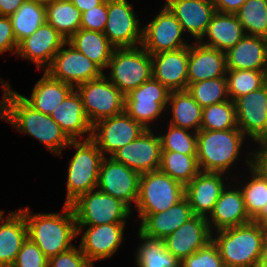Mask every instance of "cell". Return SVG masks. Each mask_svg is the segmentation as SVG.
<instances>
[{
    "instance_id": "bcb514c9",
    "label": "cell",
    "mask_w": 267,
    "mask_h": 267,
    "mask_svg": "<svg viewBox=\"0 0 267 267\" xmlns=\"http://www.w3.org/2000/svg\"><path fill=\"white\" fill-rule=\"evenodd\" d=\"M48 267H93V264L75 246L48 259Z\"/></svg>"
},
{
    "instance_id": "f1b7e54d",
    "label": "cell",
    "mask_w": 267,
    "mask_h": 267,
    "mask_svg": "<svg viewBox=\"0 0 267 267\" xmlns=\"http://www.w3.org/2000/svg\"><path fill=\"white\" fill-rule=\"evenodd\" d=\"M74 89V86L56 80L44 72L43 77L34 86L30 98L19 95L34 110L51 115Z\"/></svg>"
},
{
    "instance_id": "816d5d0a",
    "label": "cell",
    "mask_w": 267,
    "mask_h": 267,
    "mask_svg": "<svg viewBox=\"0 0 267 267\" xmlns=\"http://www.w3.org/2000/svg\"><path fill=\"white\" fill-rule=\"evenodd\" d=\"M27 0H0V15L10 17Z\"/></svg>"
},
{
    "instance_id": "9c48e42d",
    "label": "cell",
    "mask_w": 267,
    "mask_h": 267,
    "mask_svg": "<svg viewBox=\"0 0 267 267\" xmlns=\"http://www.w3.org/2000/svg\"><path fill=\"white\" fill-rule=\"evenodd\" d=\"M77 225L125 223L131 209L121 200L99 190L82 194L71 204Z\"/></svg>"
},
{
    "instance_id": "b9f144b4",
    "label": "cell",
    "mask_w": 267,
    "mask_h": 267,
    "mask_svg": "<svg viewBox=\"0 0 267 267\" xmlns=\"http://www.w3.org/2000/svg\"><path fill=\"white\" fill-rule=\"evenodd\" d=\"M187 90L202 108L230 99L226 77L191 83Z\"/></svg>"
},
{
    "instance_id": "ee69618b",
    "label": "cell",
    "mask_w": 267,
    "mask_h": 267,
    "mask_svg": "<svg viewBox=\"0 0 267 267\" xmlns=\"http://www.w3.org/2000/svg\"><path fill=\"white\" fill-rule=\"evenodd\" d=\"M180 267H225L217 246L213 241L197 252L184 258Z\"/></svg>"
},
{
    "instance_id": "cb8c5ba5",
    "label": "cell",
    "mask_w": 267,
    "mask_h": 267,
    "mask_svg": "<svg viewBox=\"0 0 267 267\" xmlns=\"http://www.w3.org/2000/svg\"><path fill=\"white\" fill-rule=\"evenodd\" d=\"M225 52L195 42L189 45L188 86L203 80L226 77Z\"/></svg>"
},
{
    "instance_id": "60d3db41",
    "label": "cell",
    "mask_w": 267,
    "mask_h": 267,
    "mask_svg": "<svg viewBox=\"0 0 267 267\" xmlns=\"http://www.w3.org/2000/svg\"><path fill=\"white\" fill-rule=\"evenodd\" d=\"M226 79L229 97L235 101L238 97L263 87L267 83V72L247 69L227 70Z\"/></svg>"
},
{
    "instance_id": "9a60e30c",
    "label": "cell",
    "mask_w": 267,
    "mask_h": 267,
    "mask_svg": "<svg viewBox=\"0 0 267 267\" xmlns=\"http://www.w3.org/2000/svg\"><path fill=\"white\" fill-rule=\"evenodd\" d=\"M142 30L141 46L151 55L189 46L183 41L184 32L180 22L166 5Z\"/></svg>"
},
{
    "instance_id": "4316f807",
    "label": "cell",
    "mask_w": 267,
    "mask_h": 267,
    "mask_svg": "<svg viewBox=\"0 0 267 267\" xmlns=\"http://www.w3.org/2000/svg\"><path fill=\"white\" fill-rule=\"evenodd\" d=\"M51 118L61 127L70 140H78L89 133L92 136V125L85 114L80 94L74 89L64 101L54 109Z\"/></svg>"
},
{
    "instance_id": "9f6ffc18",
    "label": "cell",
    "mask_w": 267,
    "mask_h": 267,
    "mask_svg": "<svg viewBox=\"0 0 267 267\" xmlns=\"http://www.w3.org/2000/svg\"><path fill=\"white\" fill-rule=\"evenodd\" d=\"M35 1H37L39 3L47 4V3L53 2L55 0H35Z\"/></svg>"
},
{
    "instance_id": "f6af8a7d",
    "label": "cell",
    "mask_w": 267,
    "mask_h": 267,
    "mask_svg": "<svg viewBox=\"0 0 267 267\" xmlns=\"http://www.w3.org/2000/svg\"><path fill=\"white\" fill-rule=\"evenodd\" d=\"M11 267H48V258L33 241L27 238Z\"/></svg>"
},
{
    "instance_id": "f546056e",
    "label": "cell",
    "mask_w": 267,
    "mask_h": 267,
    "mask_svg": "<svg viewBox=\"0 0 267 267\" xmlns=\"http://www.w3.org/2000/svg\"><path fill=\"white\" fill-rule=\"evenodd\" d=\"M209 42L200 44L226 52L245 35L244 28L236 14L215 12L207 26L204 36Z\"/></svg>"
},
{
    "instance_id": "f907efd6",
    "label": "cell",
    "mask_w": 267,
    "mask_h": 267,
    "mask_svg": "<svg viewBox=\"0 0 267 267\" xmlns=\"http://www.w3.org/2000/svg\"><path fill=\"white\" fill-rule=\"evenodd\" d=\"M215 10L221 13L236 14L247 0H211Z\"/></svg>"
},
{
    "instance_id": "7402d4cb",
    "label": "cell",
    "mask_w": 267,
    "mask_h": 267,
    "mask_svg": "<svg viewBox=\"0 0 267 267\" xmlns=\"http://www.w3.org/2000/svg\"><path fill=\"white\" fill-rule=\"evenodd\" d=\"M222 174L200 171L186 186L185 198L187 199L194 215L207 218L225 189Z\"/></svg>"
},
{
    "instance_id": "5b68a950",
    "label": "cell",
    "mask_w": 267,
    "mask_h": 267,
    "mask_svg": "<svg viewBox=\"0 0 267 267\" xmlns=\"http://www.w3.org/2000/svg\"><path fill=\"white\" fill-rule=\"evenodd\" d=\"M70 146L77 151L69 163L66 205L97 187L100 165L105 157L91 138L83 142L71 140L67 147Z\"/></svg>"
},
{
    "instance_id": "ab89813d",
    "label": "cell",
    "mask_w": 267,
    "mask_h": 267,
    "mask_svg": "<svg viewBox=\"0 0 267 267\" xmlns=\"http://www.w3.org/2000/svg\"><path fill=\"white\" fill-rule=\"evenodd\" d=\"M251 168L252 179L241 189L246 211L254 220L267 203V178L252 166V160H246Z\"/></svg>"
},
{
    "instance_id": "1f68e13d",
    "label": "cell",
    "mask_w": 267,
    "mask_h": 267,
    "mask_svg": "<svg viewBox=\"0 0 267 267\" xmlns=\"http://www.w3.org/2000/svg\"><path fill=\"white\" fill-rule=\"evenodd\" d=\"M67 42L102 70L107 68L115 49L102 32L86 29H79Z\"/></svg>"
},
{
    "instance_id": "44dd1931",
    "label": "cell",
    "mask_w": 267,
    "mask_h": 267,
    "mask_svg": "<svg viewBox=\"0 0 267 267\" xmlns=\"http://www.w3.org/2000/svg\"><path fill=\"white\" fill-rule=\"evenodd\" d=\"M67 41L49 23L42 24L34 33L18 43L17 55L36 63L38 69L51 65L53 57Z\"/></svg>"
},
{
    "instance_id": "680465c9",
    "label": "cell",
    "mask_w": 267,
    "mask_h": 267,
    "mask_svg": "<svg viewBox=\"0 0 267 267\" xmlns=\"http://www.w3.org/2000/svg\"><path fill=\"white\" fill-rule=\"evenodd\" d=\"M267 115V113H266ZM266 140H267V117H266Z\"/></svg>"
},
{
    "instance_id": "484cf974",
    "label": "cell",
    "mask_w": 267,
    "mask_h": 267,
    "mask_svg": "<svg viewBox=\"0 0 267 267\" xmlns=\"http://www.w3.org/2000/svg\"><path fill=\"white\" fill-rule=\"evenodd\" d=\"M195 215L184 197L167 211L149 214L142 222L139 233L149 239L163 240Z\"/></svg>"
},
{
    "instance_id": "30bf717a",
    "label": "cell",
    "mask_w": 267,
    "mask_h": 267,
    "mask_svg": "<svg viewBox=\"0 0 267 267\" xmlns=\"http://www.w3.org/2000/svg\"><path fill=\"white\" fill-rule=\"evenodd\" d=\"M170 90L159 81L151 78L125 96L124 111L145 129L165 109Z\"/></svg>"
},
{
    "instance_id": "4dcf8cb0",
    "label": "cell",
    "mask_w": 267,
    "mask_h": 267,
    "mask_svg": "<svg viewBox=\"0 0 267 267\" xmlns=\"http://www.w3.org/2000/svg\"><path fill=\"white\" fill-rule=\"evenodd\" d=\"M28 238L24 214L10 212L7 219L0 224V267H11L21 246Z\"/></svg>"
},
{
    "instance_id": "603a6c76",
    "label": "cell",
    "mask_w": 267,
    "mask_h": 267,
    "mask_svg": "<svg viewBox=\"0 0 267 267\" xmlns=\"http://www.w3.org/2000/svg\"><path fill=\"white\" fill-rule=\"evenodd\" d=\"M196 42H202L207 26L216 12L211 0H166L165 4Z\"/></svg>"
},
{
    "instance_id": "681fc988",
    "label": "cell",
    "mask_w": 267,
    "mask_h": 267,
    "mask_svg": "<svg viewBox=\"0 0 267 267\" xmlns=\"http://www.w3.org/2000/svg\"><path fill=\"white\" fill-rule=\"evenodd\" d=\"M258 144L262 146L261 150L250 153L253 155L252 166L267 178V140L258 142Z\"/></svg>"
},
{
    "instance_id": "7a4b0ae2",
    "label": "cell",
    "mask_w": 267,
    "mask_h": 267,
    "mask_svg": "<svg viewBox=\"0 0 267 267\" xmlns=\"http://www.w3.org/2000/svg\"><path fill=\"white\" fill-rule=\"evenodd\" d=\"M25 217L28 238L33 241L49 259L67 251L77 234V224L71 205L64 204L63 215L57 213L30 215V210L19 209Z\"/></svg>"
},
{
    "instance_id": "7dc6e473",
    "label": "cell",
    "mask_w": 267,
    "mask_h": 267,
    "mask_svg": "<svg viewBox=\"0 0 267 267\" xmlns=\"http://www.w3.org/2000/svg\"><path fill=\"white\" fill-rule=\"evenodd\" d=\"M107 0L82 13L80 29L104 32L107 22Z\"/></svg>"
},
{
    "instance_id": "d6a6232c",
    "label": "cell",
    "mask_w": 267,
    "mask_h": 267,
    "mask_svg": "<svg viewBox=\"0 0 267 267\" xmlns=\"http://www.w3.org/2000/svg\"><path fill=\"white\" fill-rule=\"evenodd\" d=\"M172 104V126L200 131L202 107L194 100L188 90L171 91L169 101Z\"/></svg>"
},
{
    "instance_id": "e0dca14e",
    "label": "cell",
    "mask_w": 267,
    "mask_h": 267,
    "mask_svg": "<svg viewBox=\"0 0 267 267\" xmlns=\"http://www.w3.org/2000/svg\"><path fill=\"white\" fill-rule=\"evenodd\" d=\"M237 125L256 142L266 141L267 83L235 101Z\"/></svg>"
},
{
    "instance_id": "ac0fdd59",
    "label": "cell",
    "mask_w": 267,
    "mask_h": 267,
    "mask_svg": "<svg viewBox=\"0 0 267 267\" xmlns=\"http://www.w3.org/2000/svg\"><path fill=\"white\" fill-rule=\"evenodd\" d=\"M84 226H89L82 236L80 249L86 258L93 261L110 258L123 240L125 223H108L102 225H77V234Z\"/></svg>"
},
{
    "instance_id": "ffe728a7",
    "label": "cell",
    "mask_w": 267,
    "mask_h": 267,
    "mask_svg": "<svg viewBox=\"0 0 267 267\" xmlns=\"http://www.w3.org/2000/svg\"><path fill=\"white\" fill-rule=\"evenodd\" d=\"M152 78L170 91L187 90L189 46L151 55Z\"/></svg>"
},
{
    "instance_id": "83f0119b",
    "label": "cell",
    "mask_w": 267,
    "mask_h": 267,
    "mask_svg": "<svg viewBox=\"0 0 267 267\" xmlns=\"http://www.w3.org/2000/svg\"><path fill=\"white\" fill-rule=\"evenodd\" d=\"M209 216L210 218L206 219L211 233L212 224L216 231H219L253 221L246 211L241 189L225 188Z\"/></svg>"
},
{
    "instance_id": "8d00e7d4",
    "label": "cell",
    "mask_w": 267,
    "mask_h": 267,
    "mask_svg": "<svg viewBox=\"0 0 267 267\" xmlns=\"http://www.w3.org/2000/svg\"><path fill=\"white\" fill-rule=\"evenodd\" d=\"M136 256L137 267H180V261L165 247L163 240H154L142 236Z\"/></svg>"
},
{
    "instance_id": "74e56055",
    "label": "cell",
    "mask_w": 267,
    "mask_h": 267,
    "mask_svg": "<svg viewBox=\"0 0 267 267\" xmlns=\"http://www.w3.org/2000/svg\"><path fill=\"white\" fill-rule=\"evenodd\" d=\"M238 128L235 102L231 99L202 109L200 130H229Z\"/></svg>"
},
{
    "instance_id": "d6986e66",
    "label": "cell",
    "mask_w": 267,
    "mask_h": 267,
    "mask_svg": "<svg viewBox=\"0 0 267 267\" xmlns=\"http://www.w3.org/2000/svg\"><path fill=\"white\" fill-rule=\"evenodd\" d=\"M212 241L206 217L195 215L163 239L166 249L180 262Z\"/></svg>"
},
{
    "instance_id": "7c38bea8",
    "label": "cell",
    "mask_w": 267,
    "mask_h": 267,
    "mask_svg": "<svg viewBox=\"0 0 267 267\" xmlns=\"http://www.w3.org/2000/svg\"><path fill=\"white\" fill-rule=\"evenodd\" d=\"M67 45L68 49H63ZM52 78L77 87L104 75L103 70L66 42L53 57L46 71ZM74 84V85H73Z\"/></svg>"
},
{
    "instance_id": "c3c4849f",
    "label": "cell",
    "mask_w": 267,
    "mask_h": 267,
    "mask_svg": "<svg viewBox=\"0 0 267 267\" xmlns=\"http://www.w3.org/2000/svg\"><path fill=\"white\" fill-rule=\"evenodd\" d=\"M15 48V50H14ZM16 41L10 17L0 15V54L12 50V55L17 52Z\"/></svg>"
},
{
    "instance_id": "e575fe53",
    "label": "cell",
    "mask_w": 267,
    "mask_h": 267,
    "mask_svg": "<svg viewBox=\"0 0 267 267\" xmlns=\"http://www.w3.org/2000/svg\"><path fill=\"white\" fill-rule=\"evenodd\" d=\"M10 19L16 41L19 43L46 22L45 4L27 0L10 16Z\"/></svg>"
},
{
    "instance_id": "836d02e7",
    "label": "cell",
    "mask_w": 267,
    "mask_h": 267,
    "mask_svg": "<svg viewBox=\"0 0 267 267\" xmlns=\"http://www.w3.org/2000/svg\"><path fill=\"white\" fill-rule=\"evenodd\" d=\"M46 22L67 41L79 29L82 13L70 0H55L45 4Z\"/></svg>"
},
{
    "instance_id": "d590c367",
    "label": "cell",
    "mask_w": 267,
    "mask_h": 267,
    "mask_svg": "<svg viewBox=\"0 0 267 267\" xmlns=\"http://www.w3.org/2000/svg\"><path fill=\"white\" fill-rule=\"evenodd\" d=\"M159 170L186 186L199 172L197 155L161 151Z\"/></svg>"
},
{
    "instance_id": "db71d44e",
    "label": "cell",
    "mask_w": 267,
    "mask_h": 267,
    "mask_svg": "<svg viewBox=\"0 0 267 267\" xmlns=\"http://www.w3.org/2000/svg\"><path fill=\"white\" fill-rule=\"evenodd\" d=\"M253 221L267 230V203Z\"/></svg>"
},
{
    "instance_id": "8992f818",
    "label": "cell",
    "mask_w": 267,
    "mask_h": 267,
    "mask_svg": "<svg viewBox=\"0 0 267 267\" xmlns=\"http://www.w3.org/2000/svg\"><path fill=\"white\" fill-rule=\"evenodd\" d=\"M185 197V186L162 171L142 173L136 201L141 222L149 215L167 211Z\"/></svg>"
},
{
    "instance_id": "11a10c76",
    "label": "cell",
    "mask_w": 267,
    "mask_h": 267,
    "mask_svg": "<svg viewBox=\"0 0 267 267\" xmlns=\"http://www.w3.org/2000/svg\"><path fill=\"white\" fill-rule=\"evenodd\" d=\"M257 267H267V238L265 239Z\"/></svg>"
},
{
    "instance_id": "2e32d148",
    "label": "cell",
    "mask_w": 267,
    "mask_h": 267,
    "mask_svg": "<svg viewBox=\"0 0 267 267\" xmlns=\"http://www.w3.org/2000/svg\"><path fill=\"white\" fill-rule=\"evenodd\" d=\"M111 157L140 174L158 170L161 158L160 136H154L151 129H146Z\"/></svg>"
},
{
    "instance_id": "52a82bcc",
    "label": "cell",
    "mask_w": 267,
    "mask_h": 267,
    "mask_svg": "<svg viewBox=\"0 0 267 267\" xmlns=\"http://www.w3.org/2000/svg\"><path fill=\"white\" fill-rule=\"evenodd\" d=\"M109 80L126 96L152 78V58L142 46L115 48L108 63Z\"/></svg>"
},
{
    "instance_id": "f35d334b",
    "label": "cell",
    "mask_w": 267,
    "mask_h": 267,
    "mask_svg": "<svg viewBox=\"0 0 267 267\" xmlns=\"http://www.w3.org/2000/svg\"><path fill=\"white\" fill-rule=\"evenodd\" d=\"M236 15L246 35L267 39V0H247Z\"/></svg>"
},
{
    "instance_id": "5bb4252c",
    "label": "cell",
    "mask_w": 267,
    "mask_h": 267,
    "mask_svg": "<svg viewBox=\"0 0 267 267\" xmlns=\"http://www.w3.org/2000/svg\"><path fill=\"white\" fill-rule=\"evenodd\" d=\"M141 174L112 157L103 158L98 174L99 191L124 202L131 209V201L136 203Z\"/></svg>"
},
{
    "instance_id": "3957f363",
    "label": "cell",
    "mask_w": 267,
    "mask_h": 267,
    "mask_svg": "<svg viewBox=\"0 0 267 267\" xmlns=\"http://www.w3.org/2000/svg\"><path fill=\"white\" fill-rule=\"evenodd\" d=\"M219 233V234H218ZM213 243L217 246L225 267H257L267 230L249 223L217 231Z\"/></svg>"
},
{
    "instance_id": "277c9868",
    "label": "cell",
    "mask_w": 267,
    "mask_h": 267,
    "mask_svg": "<svg viewBox=\"0 0 267 267\" xmlns=\"http://www.w3.org/2000/svg\"><path fill=\"white\" fill-rule=\"evenodd\" d=\"M244 137L239 128L197 132V160L200 171L225 173L237 159Z\"/></svg>"
},
{
    "instance_id": "f5cc1de1",
    "label": "cell",
    "mask_w": 267,
    "mask_h": 267,
    "mask_svg": "<svg viewBox=\"0 0 267 267\" xmlns=\"http://www.w3.org/2000/svg\"><path fill=\"white\" fill-rule=\"evenodd\" d=\"M81 13L102 4L105 0H70Z\"/></svg>"
},
{
    "instance_id": "6f0895ef",
    "label": "cell",
    "mask_w": 267,
    "mask_h": 267,
    "mask_svg": "<svg viewBox=\"0 0 267 267\" xmlns=\"http://www.w3.org/2000/svg\"><path fill=\"white\" fill-rule=\"evenodd\" d=\"M2 216H3V212L0 211V224L4 221V220L2 219Z\"/></svg>"
},
{
    "instance_id": "6da1fadb",
    "label": "cell",
    "mask_w": 267,
    "mask_h": 267,
    "mask_svg": "<svg viewBox=\"0 0 267 267\" xmlns=\"http://www.w3.org/2000/svg\"><path fill=\"white\" fill-rule=\"evenodd\" d=\"M3 100L0 103V118L14 125L17 131L25 132L43 143L47 149L59 156L70 139L48 114L34 110L11 86L1 80Z\"/></svg>"
},
{
    "instance_id": "d4e9b609",
    "label": "cell",
    "mask_w": 267,
    "mask_h": 267,
    "mask_svg": "<svg viewBox=\"0 0 267 267\" xmlns=\"http://www.w3.org/2000/svg\"><path fill=\"white\" fill-rule=\"evenodd\" d=\"M227 70L267 72V39L245 35L225 52Z\"/></svg>"
},
{
    "instance_id": "7bdbcfd3",
    "label": "cell",
    "mask_w": 267,
    "mask_h": 267,
    "mask_svg": "<svg viewBox=\"0 0 267 267\" xmlns=\"http://www.w3.org/2000/svg\"><path fill=\"white\" fill-rule=\"evenodd\" d=\"M188 129L170 125L168 133L160 136L161 151L197 155V133L190 134Z\"/></svg>"
},
{
    "instance_id": "ba28073f",
    "label": "cell",
    "mask_w": 267,
    "mask_h": 267,
    "mask_svg": "<svg viewBox=\"0 0 267 267\" xmlns=\"http://www.w3.org/2000/svg\"><path fill=\"white\" fill-rule=\"evenodd\" d=\"M91 125L124 112L125 95L106 77L87 81L76 87Z\"/></svg>"
},
{
    "instance_id": "4fadbf2b",
    "label": "cell",
    "mask_w": 267,
    "mask_h": 267,
    "mask_svg": "<svg viewBox=\"0 0 267 267\" xmlns=\"http://www.w3.org/2000/svg\"><path fill=\"white\" fill-rule=\"evenodd\" d=\"M145 130L140 123L124 111L92 125L91 139L103 155L107 152L111 157L117 150L138 138Z\"/></svg>"
},
{
    "instance_id": "8fae6325",
    "label": "cell",
    "mask_w": 267,
    "mask_h": 267,
    "mask_svg": "<svg viewBox=\"0 0 267 267\" xmlns=\"http://www.w3.org/2000/svg\"><path fill=\"white\" fill-rule=\"evenodd\" d=\"M107 14L103 34L115 48L141 46L143 30L127 0H107Z\"/></svg>"
}]
</instances>
